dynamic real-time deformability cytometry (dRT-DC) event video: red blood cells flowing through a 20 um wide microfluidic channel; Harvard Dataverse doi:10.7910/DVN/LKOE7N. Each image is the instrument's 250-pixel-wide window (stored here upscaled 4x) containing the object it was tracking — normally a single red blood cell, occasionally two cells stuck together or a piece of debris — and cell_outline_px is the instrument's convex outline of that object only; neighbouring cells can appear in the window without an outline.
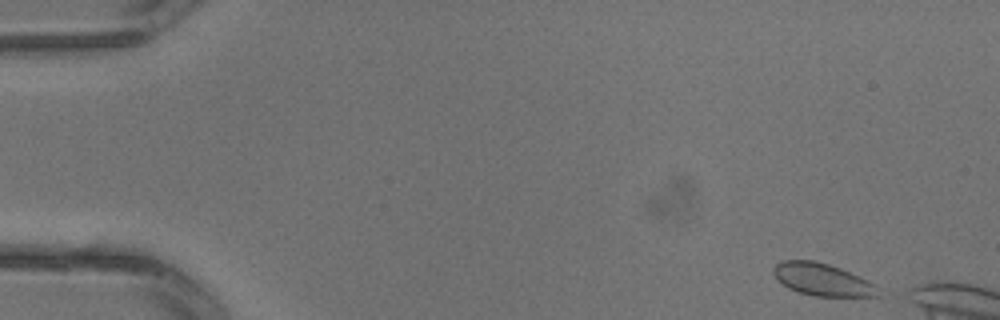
{"species": "common noctule bat (a hibernating species)", "species_latin": "Nyctalus noctula", "temperature_condition": "warm", "stored_images_in_passage": 4, "camera_frame_rate_fps": 3000, "um_per_image_px": 0.085, "animal": {"sex": "male", "body_mass_g": 13.3}, "frame": {"image": 1, "passage_image": 1, "time_ms": 0.0, "image_size_px": [1000, 320], "cell_outline_px": [[880, 296], [812, 296], [796, 292], [788, 288], [772, 272], [772, 268], [776, 264], [784, 260], [816, 260], [840, 268], [860, 276], [868, 280], [872, 284]], "centroid_in_image_um": [69.85, 23.75], "position_along_channel_um": 15.2, "area_um2": 19.54}}